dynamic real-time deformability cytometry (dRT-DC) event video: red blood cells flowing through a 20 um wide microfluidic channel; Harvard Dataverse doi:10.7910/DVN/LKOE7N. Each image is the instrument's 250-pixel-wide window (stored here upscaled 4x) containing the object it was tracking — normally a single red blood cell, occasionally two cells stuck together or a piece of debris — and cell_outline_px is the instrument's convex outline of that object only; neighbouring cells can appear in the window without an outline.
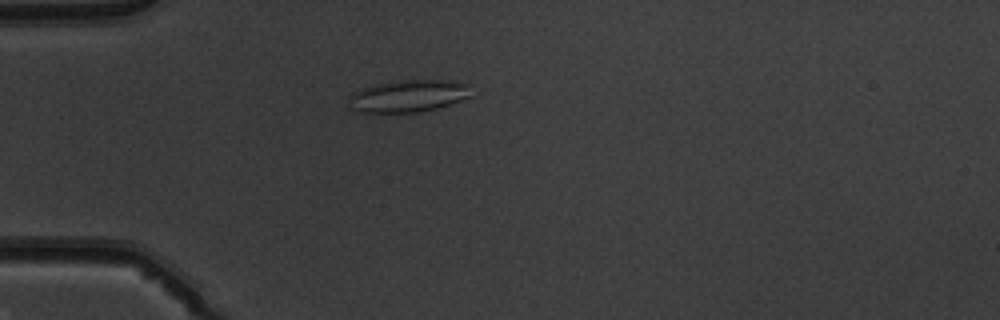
{"species": "common noctule bat (a hibernating species)", "species_latin": "Nyctalus noctula", "temperature_condition": "warm", "stored_images_in_passage": 40, "camera_frame_rate_fps": 3000, "um_per_image_px": 0.085, "animal": {"sex": "male", "body_mass_g": 19.5, "forearm_length_mm": 54.6}, "frame": {"image": 1, "passage_image": 15, "time_ms": 4.667, "image_size_px": [1000, 320], "cell_outline_px": [[472, 96], [440, 108], [416, 112], [360, 112], [352, 108], [348, 96], [360, 88], [376, 84], [408, 80], [448, 80], [468, 84]], "centroid_in_image_um": [34.74, 8.16], "position_along_channel_um": 50.3, "area_um2": 22.83}}
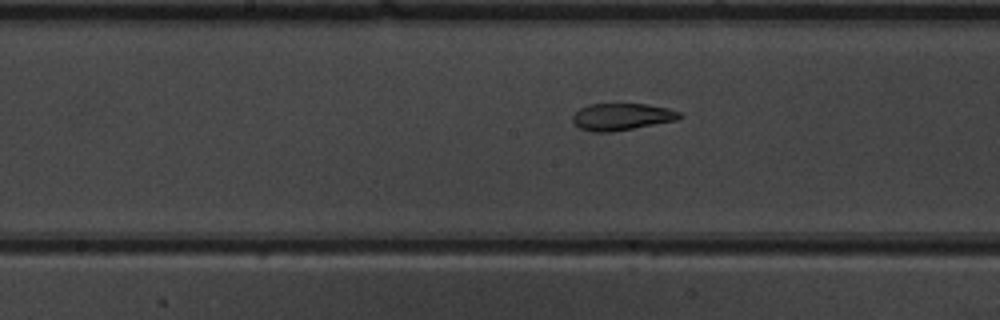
{"frame": {"image": 2, "passage_image": 27, "time_ms": 8.667, "image_size_px": [1000, 320], "cell_outline_px": [[684, 116], [676, 120], [612, 132], [592, 132], [580, 128], [572, 120], [572, 116], [580, 108], [588, 104], [644, 104], [668, 108], [680, 112]], "centroid_in_image_um": [52.84, 9.92], "position_along_channel_um": 195.4, "area_um2": 16.7}}
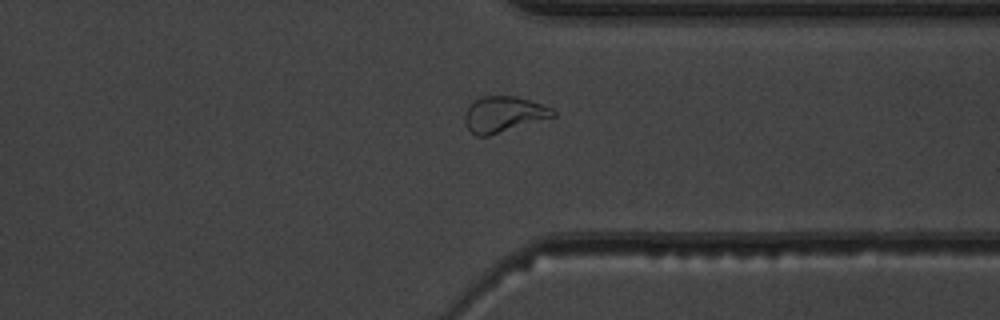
{"frame": {"image": 3, "passage_image": 40, "time_ms": 13.0, "image_size_px": [1000, 320], "cell_outline_px": [[556, 116], [488, 136], [476, 136], [464, 124], [464, 112], [468, 104], [484, 96], [520, 96], [552, 108], [556, 112]], "centroid_in_image_um": [42.79, 9.71], "position_along_channel_um": 368.6, "area_um2": 18.55}, "authors_computed_cell_mechanics": {"area_um2": 18.6116, "velocity_mm_per_s": 4.0133, "shape_relaxation_time_tau1_ms": null, "shape_relaxation_time_tau2_ms": 2.1281, "deformation_change_tau1": null, "deformation_change_tau2": 0.0979}}